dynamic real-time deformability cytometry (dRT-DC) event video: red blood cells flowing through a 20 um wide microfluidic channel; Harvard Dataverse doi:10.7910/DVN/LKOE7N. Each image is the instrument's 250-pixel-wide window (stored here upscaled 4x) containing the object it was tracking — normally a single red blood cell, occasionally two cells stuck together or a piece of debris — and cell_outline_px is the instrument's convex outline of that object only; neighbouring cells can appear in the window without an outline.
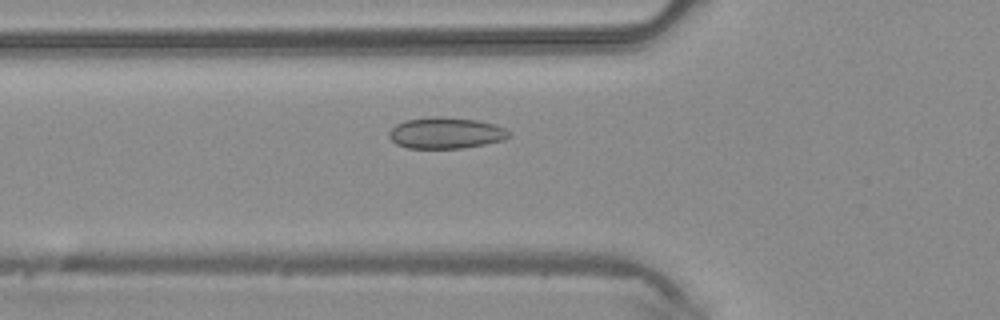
{"species": "common noctule bat (a hibernating species)", "species_latin": "Nyctalus noctula", "temperature_condition": "warm", "stored_images_in_passage": 41, "camera_frame_rate_fps": 3000, "um_per_image_px": 0.085, "animal": {"sex": "male", "body_mass_g": 20.4}, "frame": {"image": 1, "passage_image": 16, "time_ms": 5.0, "image_size_px": [1000, 320], "cell_outline_px": [[512, 136], [504, 140], [464, 148], [408, 148], [396, 144], [388, 136], [388, 132], [396, 124], [404, 120], [432, 116], [440, 116], [476, 120], [496, 124], [512, 132]], "centroid_in_image_um": [37.91, 11.3], "position_along_channel_um": 87.9, "area_um2": 22.08}}
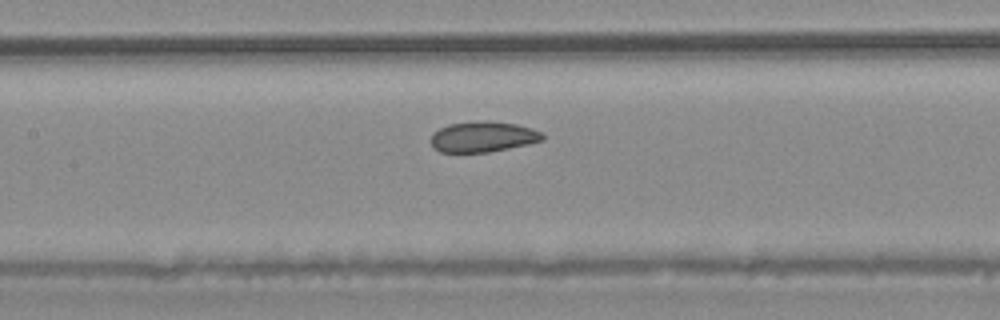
{"frame": {"image": 2, "passage_image": 21, "time_ms": 6.667, "image_size_px": [1000, 320], "cell_outline_px": [[544, 140], [528, 144], [488, 152], [440, 152], [432, 148], [432, 132], [448, 124], [516, 124], [532, 128], [544, 132]], "centroid_in_image_um": [41.07, 11.68], "position_along_channel_um": 166.3, "area_um2": 19.02}}
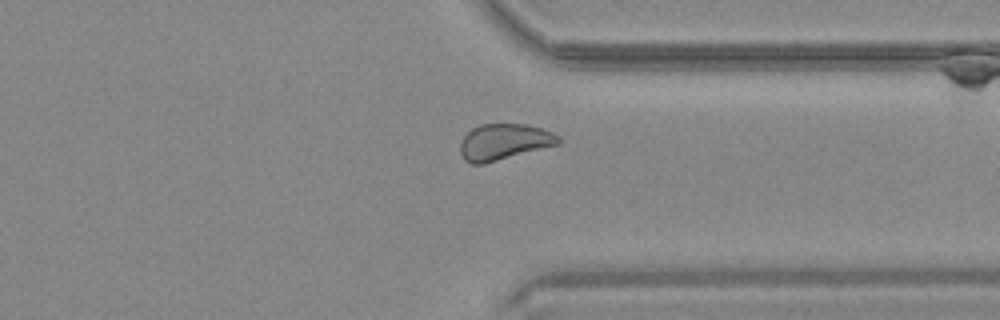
{"frame": {"image": 3, "passage_image": 34, "time_ms": 11.0, "image_size_px": [1000, 320], "cell_outline_px": [[560, 144], [484, 164], [472, 164], [464, 160], [460, 152], [460, 144], [464, 136], [472, 128], [480, 124], [528, 124], [552, 132], [560, 136]], "centroid_in_image_um": [42.84, 12.06], "position_along_channel_um": 368.6, "area_um2": 20.75}}